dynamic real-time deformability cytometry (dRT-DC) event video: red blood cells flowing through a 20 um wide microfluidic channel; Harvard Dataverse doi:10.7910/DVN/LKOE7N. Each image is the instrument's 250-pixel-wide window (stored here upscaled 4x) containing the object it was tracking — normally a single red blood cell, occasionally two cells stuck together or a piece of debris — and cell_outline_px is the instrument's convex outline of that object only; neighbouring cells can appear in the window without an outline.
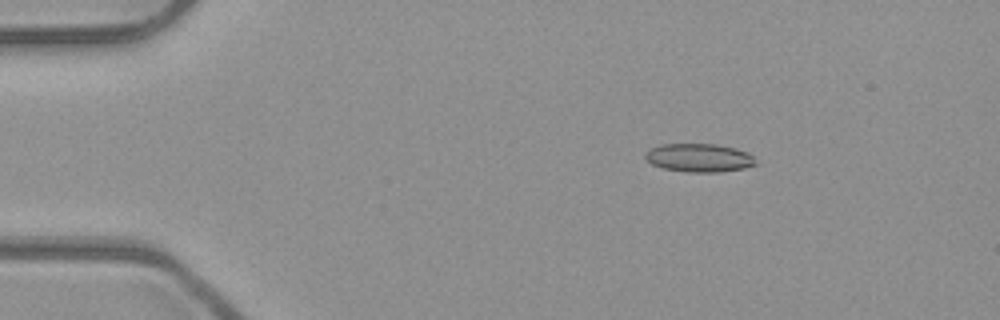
{"species": "common noctule bat (a hibernating species)", "species_latin": "Nyctalus noctula", "temperature_condition": "room temperature", "stored_images_in_passage": 51, "camera_frame_rate_fps": 3000, "um_per_image_px": 0.085, "animal": {"sex": "male", "body_mass_g": 23.1, "forearm_length_mm": 52.7}, "frame": {"image": 1, "passage_image": 8, "time_ms": 2.333, "image_size_px": [1000, 320], "cell_outline_px": [[756, 164], [744, 168], [720, 172], [688, 172], [664, 168], [652, 164], [644, 156], [644, 152], [660, 144], [716, 144], [736, 148], [748, 152], [752, 156]], "centroid_in_image_um": [59.42, 13.4], "position_along_channel_um": 25.6, "area_um2": 18.21}}
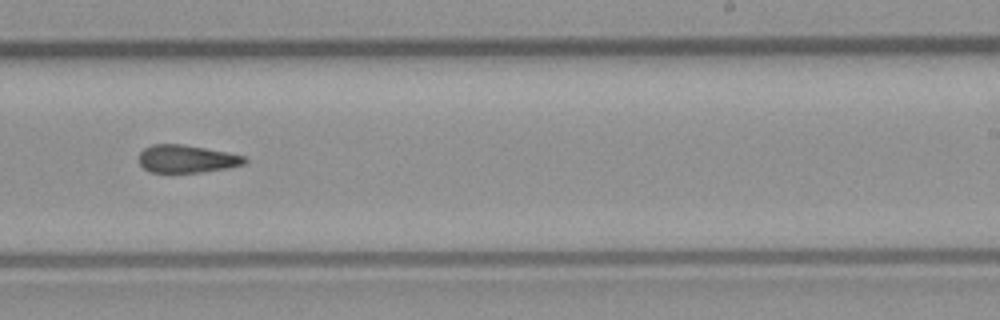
{"frame": {"image": 2, "passage_image": 32, "time_ms": 10.333, "image_size_px": [1000, 320], "cell_outline_px": [[248, 160], [244, 164], [228, 168], [200, 172], [148, 172], [140, 164], [140, 152], [144, 148], [152, 144], [180, 144], [228, 152], [244, 156]], "centroid_in_image_um": [15.87, 13.5], "position_along_channel_um": 273.1, "area_um2": 16.99}}
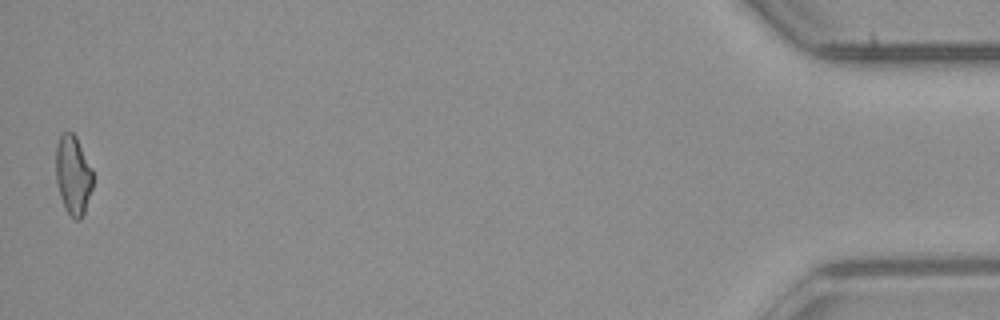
{"frame": {"image": 3, "passage_image": 51, "time_ms": 16.667, "image_size_px": [1000, 320], "cell_outline_px": [[92, 188], [84, 212], [80, 220], [76, 220], [64, 208], [60, 196], [56, 180], [56, 144], [60, 136], [64, 132], [72, 132], [76, 136], [92, 168]], "centroid_in_image_um": [6.2, 14.86], "position_along_channel_um": 429.0, "area_um2": 16.99}, "authors_computed_cell_mechanics": {"area_um2": 17.8024, "velocity_mm_per_s": 3.9934, "shape_relaxation_time_tau1_ms": null, "shape_relaxation_time_tau2_ms": 5.1076, "deformation_change_tau1": null, "deformation_change_tau2": 0.1546}}